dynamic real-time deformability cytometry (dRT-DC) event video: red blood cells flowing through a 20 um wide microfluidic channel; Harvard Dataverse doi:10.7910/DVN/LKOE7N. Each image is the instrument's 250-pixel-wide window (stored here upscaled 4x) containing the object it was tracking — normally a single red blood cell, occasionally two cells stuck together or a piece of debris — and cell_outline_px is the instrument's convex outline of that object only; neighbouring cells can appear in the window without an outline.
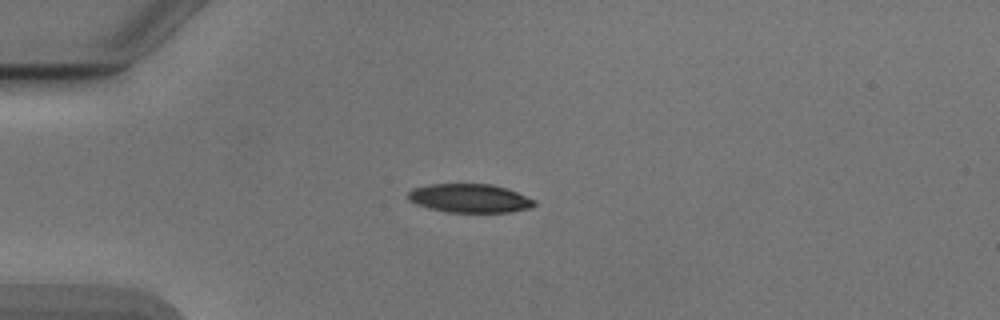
{"species": "Egyptian fruit bat (a non-hibernating species)", "species_latin": "Rousettus aegyptiacus", "temperature_condition": "cold", "stored_images_in_passage": 53, "camera_frame_rate_fps": 3000, "um_per_image_px": 0.085, "animal": {"sex": "male"}, "frame": {"image": 1, "passage_image": 14, "time_ms": 4.333, "image_size_px": [1000, 320], "cell_outline_px": [[536, 204], [532, 208], [512, 212], [444, 212], [428, 208], [416, 204], [408, 200], [408, 192], [412, 188], [428, 184], [492, 184], [516, 192], [536, 200]], "centroid_in_image_um": [39.91, 16.86], "position_along_channel_um": 45.1, "area_um2": 21.27}}
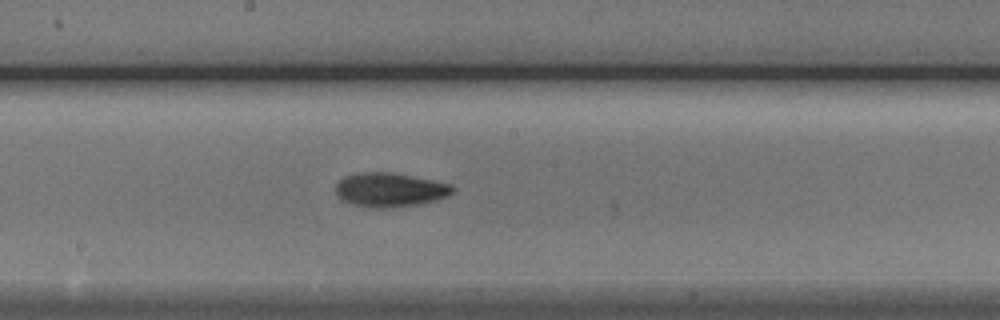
{"frame": {"image": 2, "passage_image": 29, "time_ms": 9.333, "image_size_px": [1000, 320], "cell_outline_px": [[456, 192], [448, 196], [436, 200], [420, 204], [396, 208], [364, 208], [348, 204], [340, 200], [336, 196], [336, 184], [344, 176], [360, 172], [388, 172], [412, 176], [452, 184], [456, 188]], "centroid_in_image_um": [33.13, 16.16], "position_along_channel_um": 215.1, "area_um2": 23.87}}
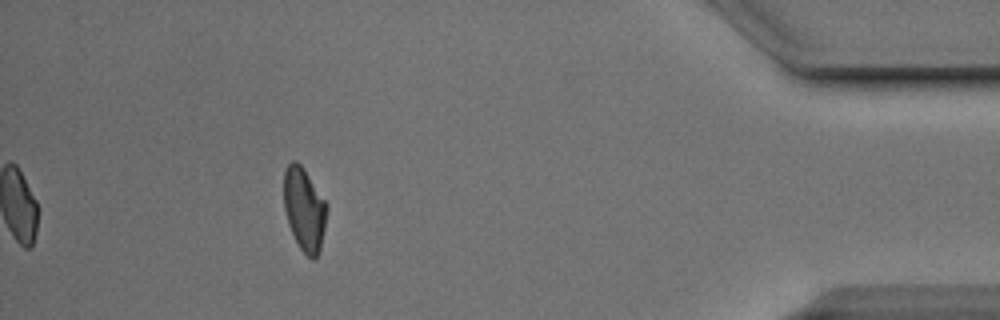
{"frame": {"image": 3, "passage_image": 48, "time_ms": 15.667, "image_size_px": [1000, 320], "cell_outline_px": [[328, 208], [320, 248], [316, 256], [312, 260], [300, 248], [288, 224], [284, 208], [284, 172], [288, 164], [292, 160], [296, 160], [304, 168], [328, 204]], "centroid_in_image_um": [25.87, 17.74], "position_along_channel_um": 409.3, "area_um2": 20.75}, "authors_computed_cell_mechanics": {"area_um2": 21.5016, "velocity_mm_per_s": 3.8841, "shape_relaxation_time_tau1_ms": 3.5528, "shape_relaxation_time_tau2_ms": 4.3438, "deformation_change_tau1": 0.1476, "deformation_change_tau2": 0.0975}}